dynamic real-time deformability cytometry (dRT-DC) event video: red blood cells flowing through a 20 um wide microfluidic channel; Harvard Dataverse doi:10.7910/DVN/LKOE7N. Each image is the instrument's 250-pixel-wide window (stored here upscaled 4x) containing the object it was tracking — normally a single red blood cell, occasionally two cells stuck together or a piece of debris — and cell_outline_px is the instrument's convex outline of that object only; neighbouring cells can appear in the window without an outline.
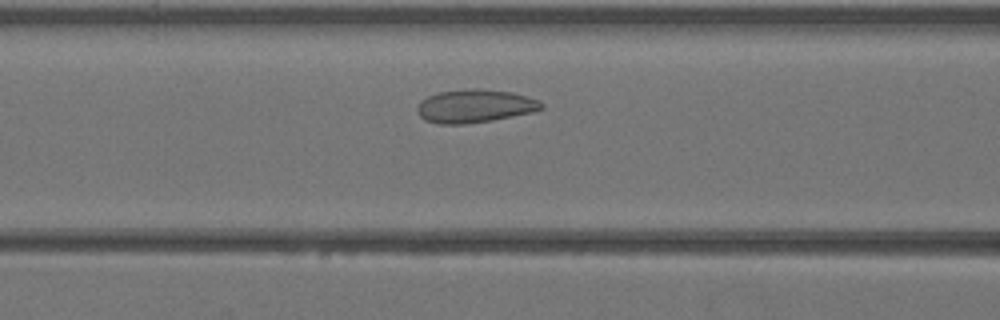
{"species": "Egyptian fruit bat (a non-hibernating species)", "species_latin": "Rousettus aegyptiacus", "temperature_condition": "warm", "stored_images_in_passage": 30, "camera_frame_rate_fps": 3000, "um_per_image_px": 0.085, "animal": {"sex": "female"}, "frame": {"image": 1, "passage_image": 7, "time_ms": 2.0, "image_size_px": [1000, 320], "cell_outline_px": [[544, 108], [532, 112], [492, 120], [464, 124], [436, 124], [424, 120], [416, 112], [416, 108], [420, 100], [428, 96], [440, 92], [468, 88], [476, 88], [512, 92], [540, 100], [544, 104]], "centroid_in_image_um": [40.34, 9.01], "position_along_channel_um": 126.3, "area_um2": 24.22}}
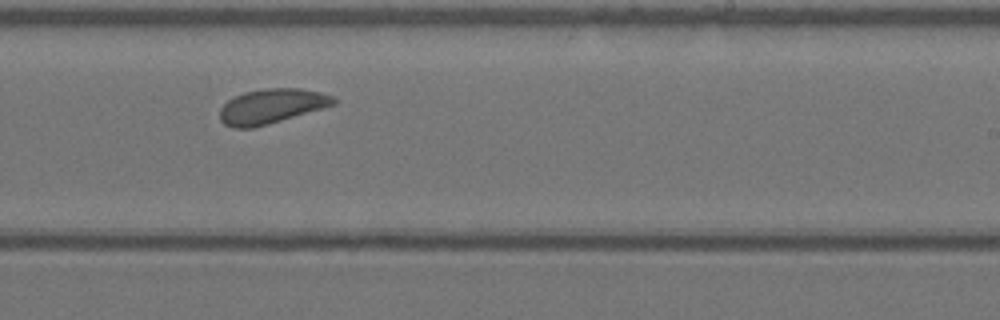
{"frame": {"image": 2, "passage_image": 16, "time_ms": 5.0, "image_size_px": [1000, 320], "cell_outline_px": [[336, 104], [268, 124], [252, 128], [232, 128], [224, 124], [220, 120], [220, 108], [228, 100], [244, 92], [268, 88], [300, 88], [320, 92], [336, 96]], "centroid_in_image_um": [23.08, 9.03], "position_along_channel_um": 265.9, "area_um2": 22.95}}
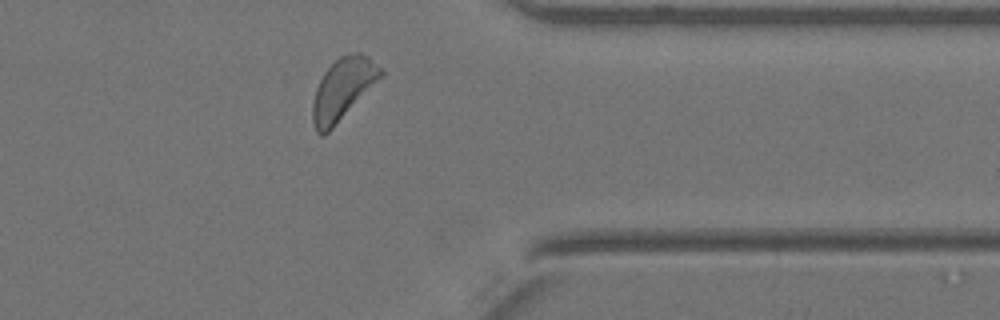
{"frame": {"image": 3, "passage_image": 24, "time_ms": 7.667, "image_size_px": [1000, 320], "cell_outline_px": [[384, 76], [324, 136], [320, 136], [316, 132], [312, 120], [312, 104], [316, 88], [324, 72], [340, 56], [356, 52], [360, 52], [368, 56], [384, 72]], "centroid_in_image_um": [29.14, 7.58], "position_along_channel_um": 382.3, "area_um2": 24.33}}